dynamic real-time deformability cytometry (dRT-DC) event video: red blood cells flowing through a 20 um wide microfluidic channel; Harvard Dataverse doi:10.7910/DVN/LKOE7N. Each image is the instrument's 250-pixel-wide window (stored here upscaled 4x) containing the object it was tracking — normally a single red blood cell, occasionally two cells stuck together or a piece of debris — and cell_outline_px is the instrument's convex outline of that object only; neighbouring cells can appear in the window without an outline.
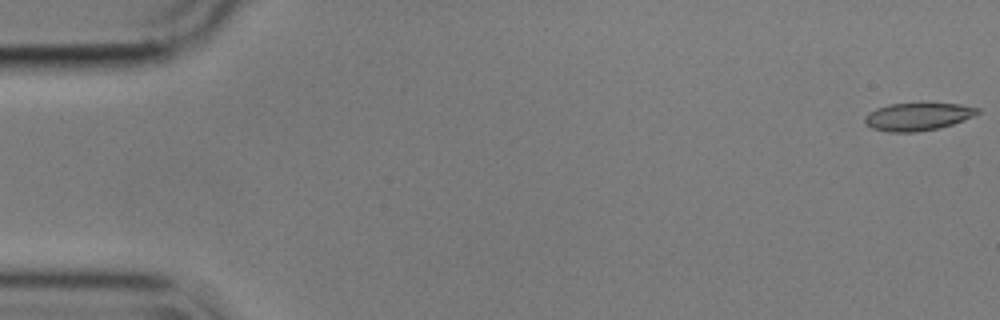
{"species": "common noctule bat (a hibernating species)", "species_latin": "Nyctalus noctula", "temperature_condition": "cold", "stored_images_in_passage": 16, "camera_frame_rate_fps": 3000, "um_per_image_px": 0.085, "animal": {"sex": "male", "body_mass_g": 17.9}, "frame": {"image": 1, "passage_image": 1, "time_ms": 0.0, "image_size_px": [1000, 320], "cell_outline_px": [[980, 112], [972, 116], [952, 124], [940, 128], [916, 132], [888, 132], [872, 128], [864, 124], [864, 116], [868, 112], [876, 108], [888, 104], [960, 104], [980, 108]], "centroid_in_image_um": [77.96, 9.92], "position_along_channel_um": 7.0, "area_um2": 18.15}}
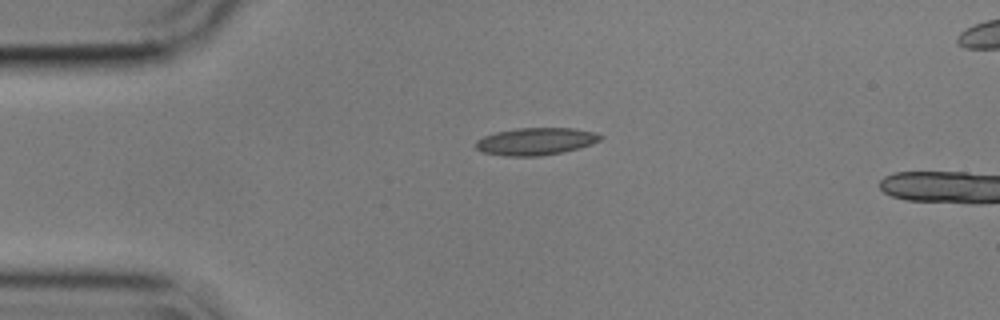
{"frame": {"image": 2, "passage_image": 13, "time_ms": 4.0, "image_size_px": [1000, 320], "cell_outline_px": [[604, 136], [600, 140], [592, 144], [580, 148], [540, 156], [504, 156], [484, 152], [476, 148], [476, 140], [484, 136], [496, 132], [516, 128], [572, 128], [592, 132]], "centroid_in_image_um": [45.53, 12.02], "position_along_channel_um": 39.5, "area_um2": 19.71}}